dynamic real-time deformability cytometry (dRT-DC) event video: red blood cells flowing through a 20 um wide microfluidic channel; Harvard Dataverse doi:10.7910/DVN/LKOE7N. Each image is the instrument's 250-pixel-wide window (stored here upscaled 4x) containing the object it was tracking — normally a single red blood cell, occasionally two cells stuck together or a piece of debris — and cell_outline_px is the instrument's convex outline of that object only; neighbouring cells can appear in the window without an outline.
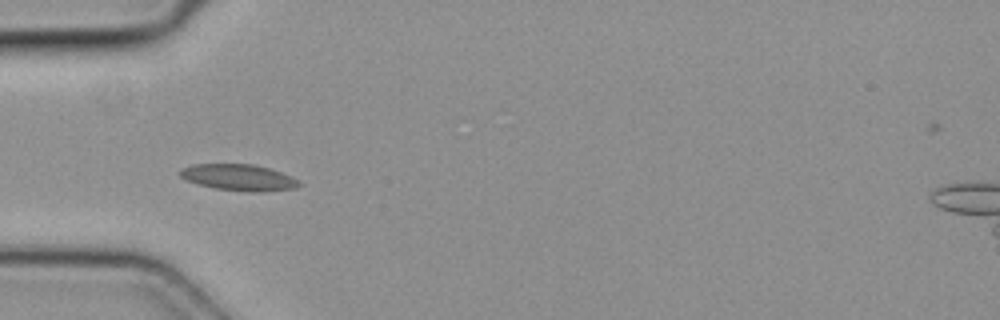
{"species": "common noctule bat (a hibernating species)", "species_latin": "Nyctalus noctula", "temperature_condition": "cold", "stored_images_in_passage": 34, "camera_frame_rate_fps": 3000, "um_per_image_px": 0.085, "animal": {"sex": "female", "body_mass_g": 19.3, "forearm_length_mm": 54.1}, "frame": {"image": 1, "passage_image": 1, "time_ms": 0.0, "image_size_px": [1000, 320], "cell_outline_px": [[300, 184], [296, 188], [264, 192], [252, 192], [216, 188], [200, 184], [188, 180], [180, 176], [180, 172], [184, 168], [196, 164], [252, 164], [268, 168], [280, 172], [296, 180]], "centroid_in_image_um": [20.31, 15.09], "position_along_channel_um": 64.7, "area_um2": 17.74}}
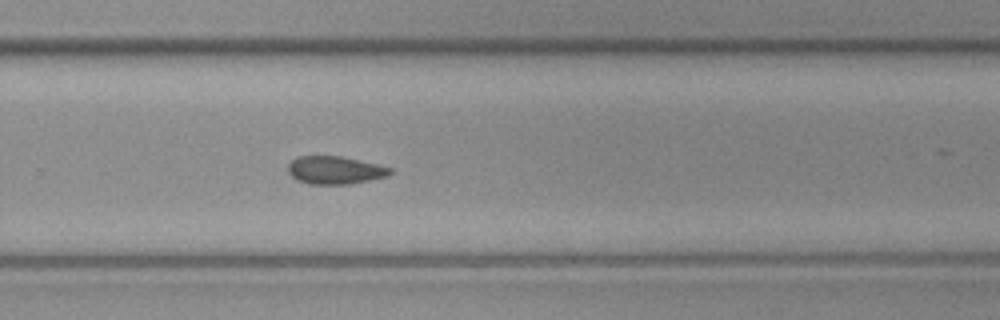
{"frame": {"image": 2, "passage_image": 18, "time_ms": 5.667, "image_size_px": [1000, 320], "cell_outline_px": [[392, 172], [388, 176], [348, 184], [312, 184], [296, 180], [288, 172], [288, 164], [292, 160], [300, 156], [340, 156], [376, 164], [392, 168]], "centroid_in_image_um": [28.46, 14.46], "position_along_channel_um": 301.3, "area_um2": 16.42}}
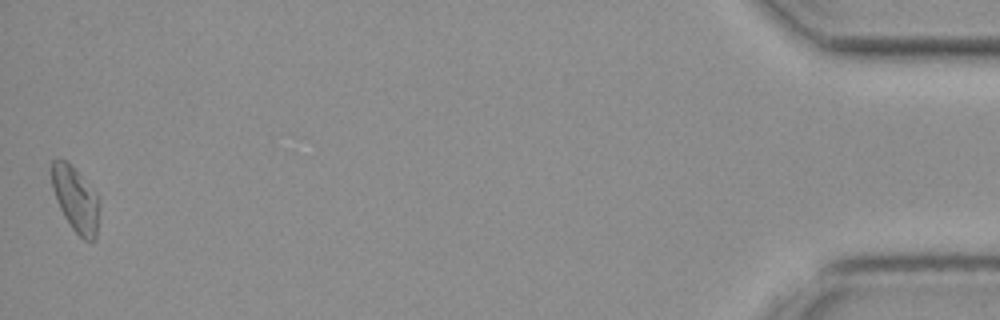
{"frame": {"image": 3, "passage_image": 34, "time_ms": 11.0, "image_size_px": [1000, 320], "cell_outline_px": [[96, 240], [84, 240], [72, 228], [64, 216], [60, 208], [52, 188], [52, 160], [64, 160], [76, 172], [96, 196]], "centroid_in_image_um": [6.36, 16.98], "position_along_channel_um": 428.8, "area_um2": 16.65}}